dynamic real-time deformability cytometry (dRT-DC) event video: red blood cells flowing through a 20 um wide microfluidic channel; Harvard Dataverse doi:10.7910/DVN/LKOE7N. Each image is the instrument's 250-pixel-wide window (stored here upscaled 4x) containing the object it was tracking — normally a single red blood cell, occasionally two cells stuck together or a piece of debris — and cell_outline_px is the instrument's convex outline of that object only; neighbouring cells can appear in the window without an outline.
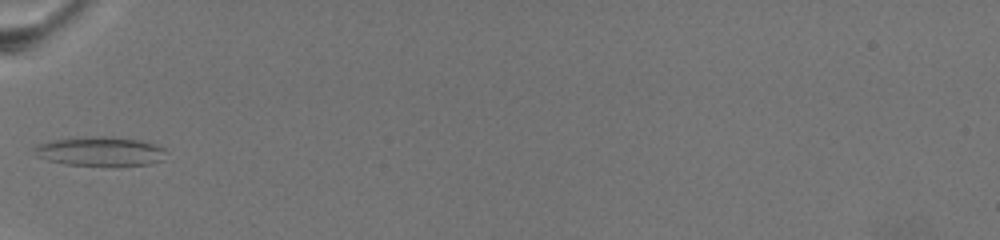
{"species": "common noctule bat (a hibernating species)", "species_latin": "Nyctalus noctula", "temperature_condition": "warm", "stored_images_in_passage": 3, "camera_frame_rate_fps": 3000, "um_per_image_px": 0.085, "animal": {"sex": "female", "body_mass_g": 19.5, "forearm_length_mm": 54.1}, "frame": {"image": 1, "passage_image": 1, "time_ms": 0.0, "image_size_px": [1000, 240], "cell_outline_px": [[164, 160], [152, 164], [116, 168], [68, 164], [48, 160], [36, 156], [32, 152], [32, 148], [40, 144], [52, 140], [88, 136], [112, 136], [140, 140], [164, 148]], "centroid_in_image_um": [8.54, 12.9], "position_along_channel_um": 76.5, "area_um2": 23.24}}